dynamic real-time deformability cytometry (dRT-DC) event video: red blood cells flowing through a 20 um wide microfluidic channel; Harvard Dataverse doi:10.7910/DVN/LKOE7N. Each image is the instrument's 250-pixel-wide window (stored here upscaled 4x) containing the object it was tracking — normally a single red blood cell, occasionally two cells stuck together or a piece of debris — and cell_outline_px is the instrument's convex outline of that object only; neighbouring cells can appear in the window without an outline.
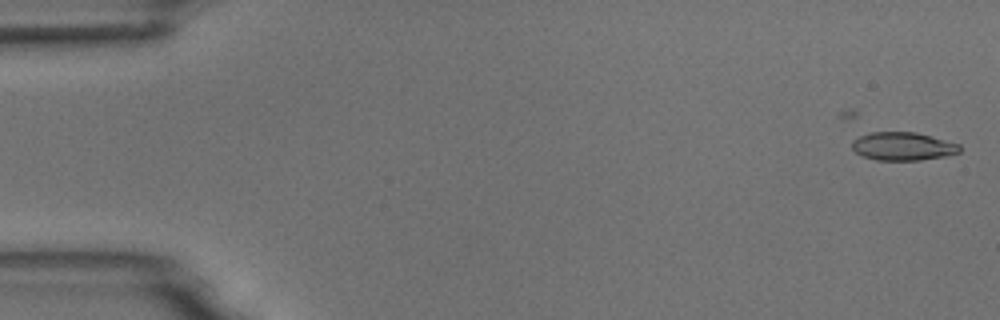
{"species": "common noctule bat (a hibernating species)", "species_latin": "Nyctalus noctula", "temperature_condition": "room temperature", "stored_images_in_passage": 7, "camera_frame_rate_fps": 3000, "um_per_image_px": 0.085, "animal": {"sex": "male", "body_mass_g": 18.8}, "frame": {"image": 1, "passage_image": 2, "time_ms": 1.333, "image_size_px": [1000, 320], "cell_outline_px": [[960, 152], [944, 156], [920, 160], [876, 160], [864, 156], [856, 152], [852, 148], [852, 140], [868, 132], [916, 132], [960, 144]], "centroid_in_image_um": [76.73, 12.43], "position_along_channel_um": 8.3, "area_um2": 17.63}}
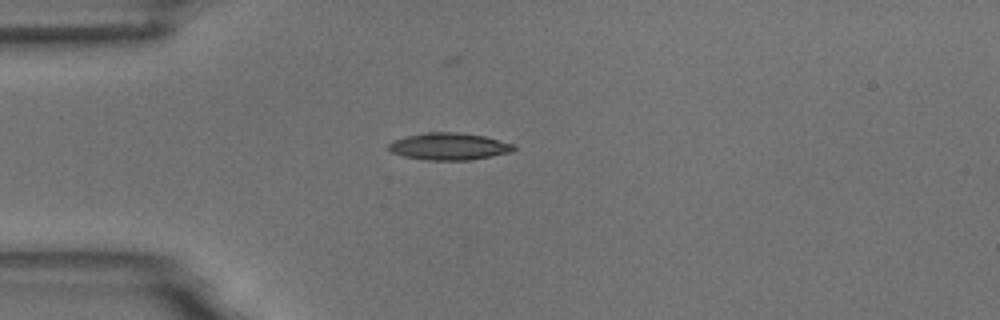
{"frame": {"image": 2, "passage_image": 6, "time_ms": 5.667, "image_size_px": [1000, 320], "cell_outline_px": [[516, 148], [512, 152], [468, 160], [424, 160], [404, 156], [392, 152], [388, 148], [388, 144], [392, 140], [424, 132], [456, 132], [484, 136], [516, 144]], "centroid_in_image_um": [38.18, 12.44], "position_along_channel_um": 46.8, "area_um2": 19.77}}